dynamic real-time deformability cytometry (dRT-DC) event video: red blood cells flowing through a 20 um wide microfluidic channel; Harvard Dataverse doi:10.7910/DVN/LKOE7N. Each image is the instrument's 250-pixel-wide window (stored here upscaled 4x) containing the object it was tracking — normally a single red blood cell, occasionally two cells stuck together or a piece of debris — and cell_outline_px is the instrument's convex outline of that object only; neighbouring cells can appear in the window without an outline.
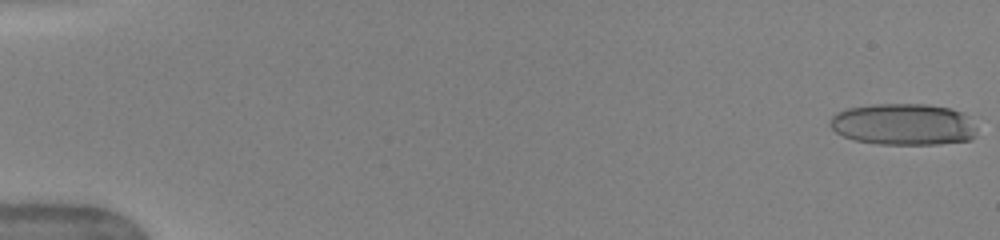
{"species": "human", "species_latin": "Homo sapiens", "temperature_condition": "warm", "stored_images_in_passage": 7, "camera_frame_rate_fps": 3000, "um_per_image_px": 0.085, "donor": {"sex": "female"}, "frame": {"image": 1, "passage_image": 1, "time_ms": 0.0, "image_size_px": [1000, 240], "cell_outline_px": [[980, 116], [976, 136], [972, 140], [940, 144], [880, 144], [856, 140], [844, 136], [836, 132], [828, 124], [832, 116], [836, 112], [848, 108], [876, 104], [924, 104], [952, 108]], "centroid_in_image_um": [76.97, 10.56], "position_along_channel_um": 8.0, "area_um2": 36.7}}
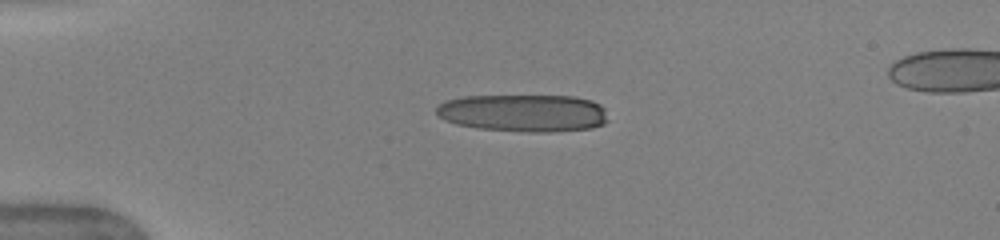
{"frame": {"image": 2, "passage_image": 6, "time_ms": 4.0, "image_size_px": [1000, 240], "cell_outline_px": [[608, 120], [604, 124], [592, 128], [552, 132], [524, 132], [476, 128], [456, 124], [444, 120], [436, 112], [436, 108], [440, 104], [448, 100], [464, 96], [572, 96], [592, 100], [600, 104], [604, 108]], "centroid_in_image_um": [44.52, 9.61], "position_along_channel_um": 40.5, "area_um2": 37.69}}